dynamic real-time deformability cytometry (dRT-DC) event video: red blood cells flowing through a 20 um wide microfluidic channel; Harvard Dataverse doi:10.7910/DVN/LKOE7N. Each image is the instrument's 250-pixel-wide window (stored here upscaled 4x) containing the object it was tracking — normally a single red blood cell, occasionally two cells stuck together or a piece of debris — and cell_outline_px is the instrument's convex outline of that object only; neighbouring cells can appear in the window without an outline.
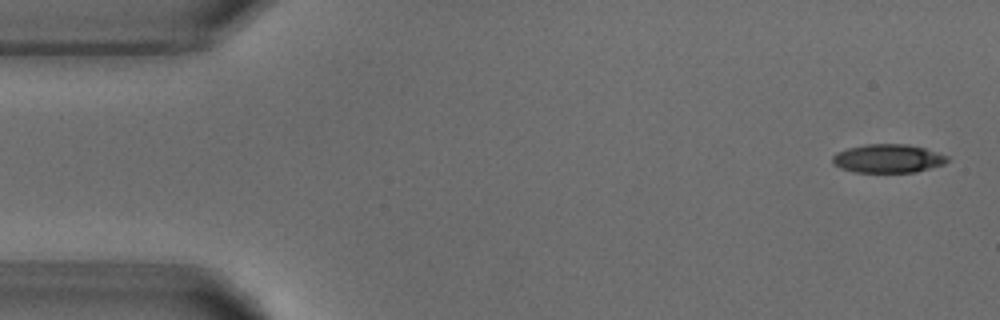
{"species": "common noctule bat (a hibernating species)", "species_latin": "Nyctalus noctula", "temperature_condition": "warm", "stored_images_in_passage": 5, "camera_frame_rate_fps": 3000, "um_per_image_px": 0.085, "animal": {"sex": "male", "body_mass_g": 18.8}, "frame": {"image": 1, "passage_image": 1, "time_ms": 0.0, "image_size_px": [1000, 320], "cell_outline_px": [[948, 160], [944, 164], [916, 172], [856, 172], [840, 168], [832, 164], [832, 156], [836, 152], [848, 148], [868, 144], [908, 144], [924, 148], [948, 156]], "centroid_in_image_um": [75.45, 13.47], "position_along_channel_um": 9.5, "area_um2": 19.07}}
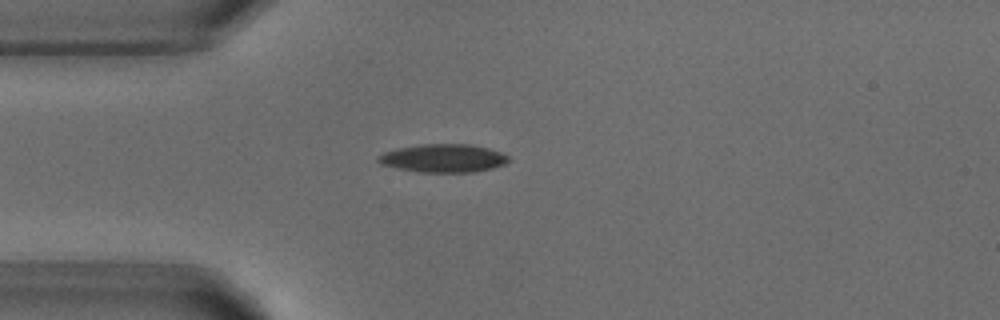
{"frame": {"image": 2, "passage_image": 4, "time_ms": 3.667, "image_size_px": [1000, 320], "cell_outline_px": [[508, 160], [504, 164], [492, 168], [472, 172], [416, 172], [396, 168], [380, 164], [376, 160], [384, 152], [400, 148], [420, 144], [468, 144], [488, 148], [500, 152], [508, 156]], "centroid_in_image_um": [37.66, 13.45], "position_along_channel_um": 47.3, "area_um2": 21.27}}